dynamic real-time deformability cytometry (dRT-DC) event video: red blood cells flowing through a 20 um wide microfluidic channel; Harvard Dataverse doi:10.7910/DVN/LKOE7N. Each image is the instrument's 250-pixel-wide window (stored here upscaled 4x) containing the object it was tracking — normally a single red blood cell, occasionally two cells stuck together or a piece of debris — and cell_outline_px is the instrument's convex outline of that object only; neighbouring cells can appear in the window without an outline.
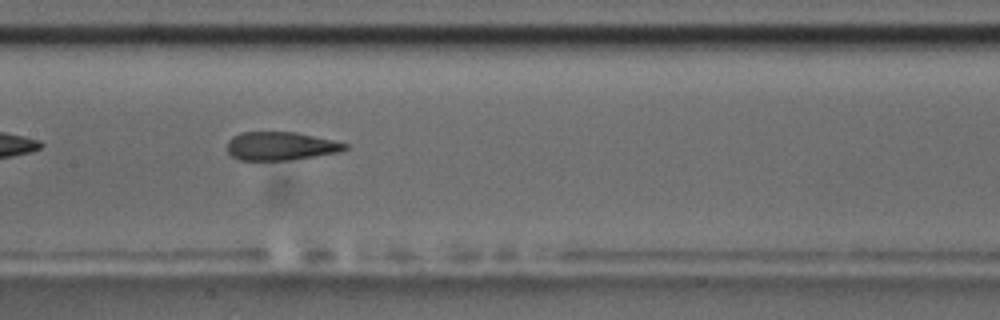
{"species": "common noctule bat (a hibernating species)", "species_latin": "Nyctalus noctula", "temperature_condition": "room temperature", "stored_images_in_passage": 5, "camera_frame_rate_fps": 3000, "um_per_image_px": 0.085, "animal": {"sex": "male", "body_mass_g": 17.5, "forearm_length_mm": 52.3}, "frame": {"image": 1, "passage_image": 4, "time_ms": 3.333, "image_size_px": [1000, 320], "cell_outline_px": [[348, 148], [340, 152], [288, 160], [240, 160], [232, 156], [228, 152], [228, 140], [232, 136], [240, 132], [296, 132], [332, 140], [348, 144]], "centroid_in_image_um": [23.84, 12.41], "position_along_channel_um": 183.6, "area_um2": 19.42}}